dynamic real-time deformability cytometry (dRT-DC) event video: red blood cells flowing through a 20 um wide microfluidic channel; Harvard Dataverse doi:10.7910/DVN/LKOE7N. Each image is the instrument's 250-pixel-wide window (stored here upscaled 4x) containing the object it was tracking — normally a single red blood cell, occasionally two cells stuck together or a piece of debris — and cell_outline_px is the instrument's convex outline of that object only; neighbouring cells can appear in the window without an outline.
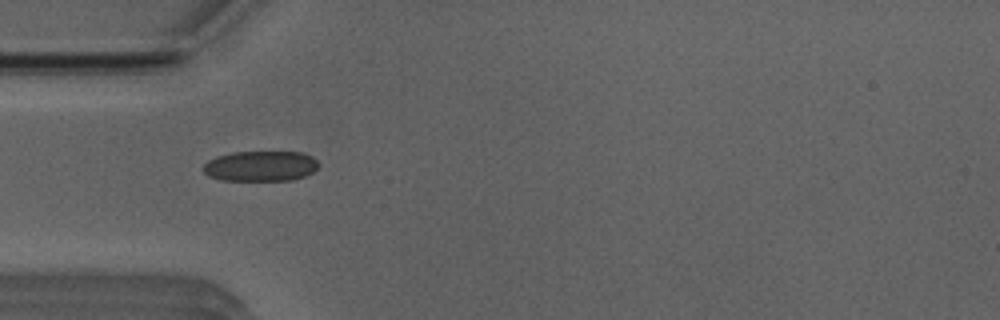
{"species": "Egyptian fruit bat (a non-hibernating species)", "species_latin": "Rousettus aegyptiacus", "temperature_condition": "room temperature", "stored_images_in_passage": 7, "camera_frame_rate_fps": 3000, "um_per_image_px": 0.085, "animal": {"sex": "male"}, "frame": {"image": 1, "passage_image": 1, "time_ms": 0.0, "image_size_px": [1000, 320], "cell_outline_px": [[320, 164], [312, 172], [304, 176], [292, 180], [220, 180], [208, 176], [204, 172], [204, 164], [208, 160], [216, 156], [232, 152], [300, 152], [312, 156]], "centroid_in_image_um": [22.14, 14.11], "position_along_channel_um": 62.9, "area_um2": 20.4}}